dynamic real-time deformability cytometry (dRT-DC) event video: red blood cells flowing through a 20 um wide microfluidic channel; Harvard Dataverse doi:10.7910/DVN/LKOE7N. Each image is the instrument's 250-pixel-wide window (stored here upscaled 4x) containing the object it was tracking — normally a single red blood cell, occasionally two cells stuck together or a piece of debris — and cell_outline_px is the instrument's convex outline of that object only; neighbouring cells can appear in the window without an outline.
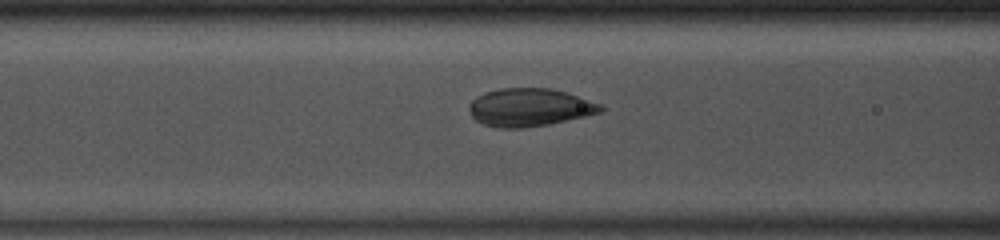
{"species": "common noctule bat (a hibernating species)", "species_latin": "Nyctalus noctula", "temperature_condition": "room temperature", "stored_images_in_passage": 47, "camera_frame_rate_fps": 3000, "um_per_image_px": 0.085, "animal": {"sex": "male", "body_mass_g": 13.0, "forearm_length_mm": 53.1}, "frame": {"image": 1, "passage_image": 18, "time_ms": 5.667, "image_size_px": [1000, 240], "cell_outline_px": [[604, 112], [548, 124], [524, 128], [500, 128], [484, 124], [476, 120], [472, 116], [468, 108], [468, 104], [476, 96], [484, 92], [500, 88], [552, 88], [600, 104], [604, 108]], "centroid_in_image_um": [44.98, 9.13], "position_along_channel_um": 121.6, "area_um2": 29.02}}
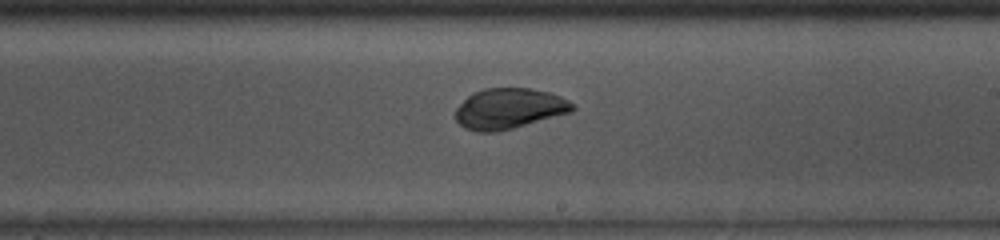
{"frame": {"image": 2, "passage_image": 27, "time_ms": 8.667, "image_size_px": [1000, 240], "cell_outline_px": [[576, 108], [572, 112], [512, 128], [496, 132], [476, 132], [464, 128], [456, 120], [456, 108], [472, 92], [484, 88], [528, 88], [548, 92], [560, 96], [568, 100]], "centroid_in_image_um": [43.26, 9.23], "position_along_channel_um": 245.7, "area_um2": 27.57}}
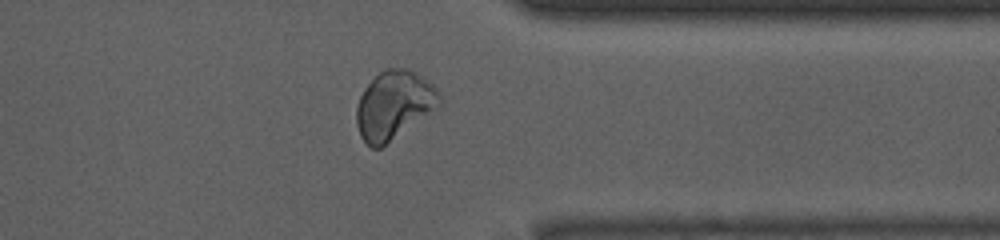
{"frame": {"image": 3, "passage_image": 37, "time_ms": 12.0, "image_size_px": [1000, 240], "cell_outline_px": [[440, 104], [380, 148], [372, 148], [360, 136], [356, 124], [356, 108], [360, 96], [364, 88], [384, 68], [408, 68], [424, 76], [440, 92]], "centroid_in_image_um": [33.46, 8.89], "position_along_channel_um": 377.9, "area_um2": 32.54}}